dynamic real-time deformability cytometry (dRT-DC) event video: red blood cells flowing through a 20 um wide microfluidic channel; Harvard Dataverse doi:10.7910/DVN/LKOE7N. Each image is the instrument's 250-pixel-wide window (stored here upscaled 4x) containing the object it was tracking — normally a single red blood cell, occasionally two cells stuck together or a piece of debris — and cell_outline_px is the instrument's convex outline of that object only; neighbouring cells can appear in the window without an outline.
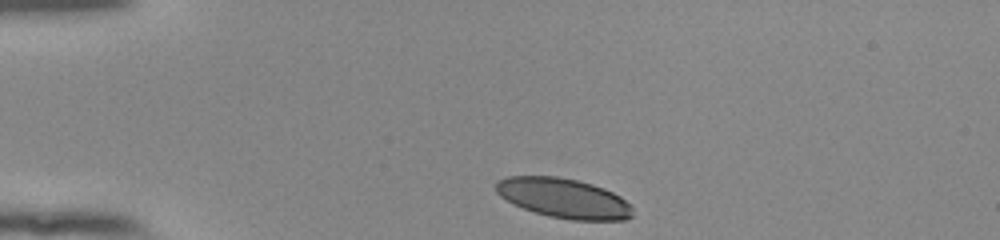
{"species": "human", "species_latin": "Homo sapiens", "temperature_condition": "room temperature", "stored_images_in_passage": 35, "camera_frame_rate_fps": 3000, "um_per_image_px": 0.085, "donor": {"sex": "female"}, "frame": {"image": 1, "passage_image": 1, "time_ms": 0.0, "image_size_px": [1000, 240], "cell_outline_px": [[632, 216], [624, 220], [572, 220], [548, 216], [512, 204], [500, 196], [496, 192], [496, 180], [508, 176], [556, 176], [576, 180], [592, 184], [604, 188], [620, 196], [632, 208]], "centroid_in_image_um": [47.88, 16.84], "position_along_channel_um": 37.1, "area_um2": 31.56}}
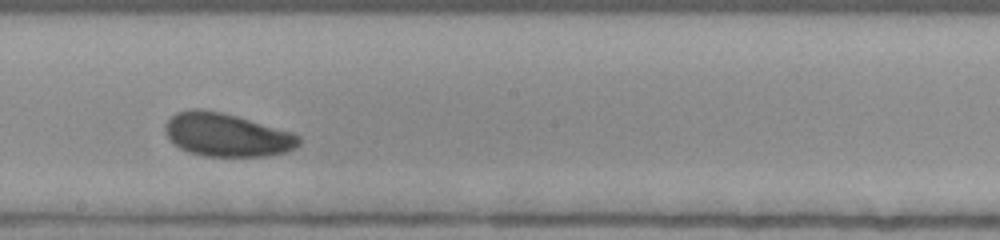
{"frame": {"image": 2, "passage_image": 20, "time_ms": 6.333, "image_size_px": [1000, 240], "cell_outline_px": [[300, 144], [296, 148], [288, 152], [268, 156], [204, 156], [188, 152], [180, 148], [164, 132], [164, 124], [176, 112], [192, 108], [200, 108], [220, 112], [236, 116], [292, 132], [300, 136]], "centroid_in_image_um": [19.28, 11.47], "position_along_channel_um": 228.9, "area_um2": 33.76}}
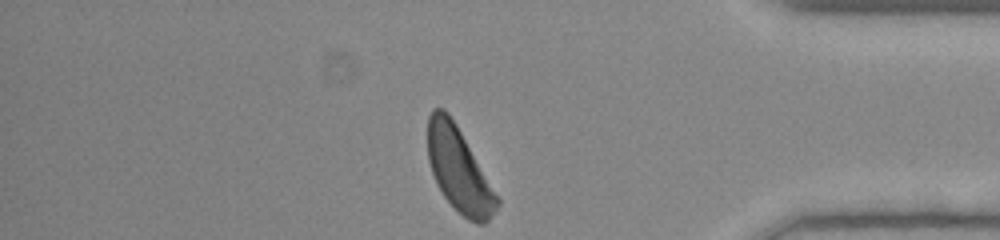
{"frame": {"image": 3, "passage_image": 35, "time_ms": 11.333, "image_size_px": [1000, 240], "cell_outline_px": [[500, 204], [488, 220], [484, 224], [476, 224], [468, 220], [444, 196], [432, 172], [428, 160], [428, 116], [432, 108], [444, 108], [448, 112], [456, 124], [500, 200]], "centroid_in_image_um": [39.0, 14.42], "position_along_channel_um": 396.2, "area_um2": 33.29}, "authors_computed_cell_mechanics": {"area_um2": 33.9864, "velocity_mm_per_s": 3.8205, "shape_relaxation_time_tau1_ms": 2.7357, "shape_relaxation_time_tau2_ms": 8.5695, "deformation_change_tau1": 0.1041, "deformation_change_tau2": 0.1437}}